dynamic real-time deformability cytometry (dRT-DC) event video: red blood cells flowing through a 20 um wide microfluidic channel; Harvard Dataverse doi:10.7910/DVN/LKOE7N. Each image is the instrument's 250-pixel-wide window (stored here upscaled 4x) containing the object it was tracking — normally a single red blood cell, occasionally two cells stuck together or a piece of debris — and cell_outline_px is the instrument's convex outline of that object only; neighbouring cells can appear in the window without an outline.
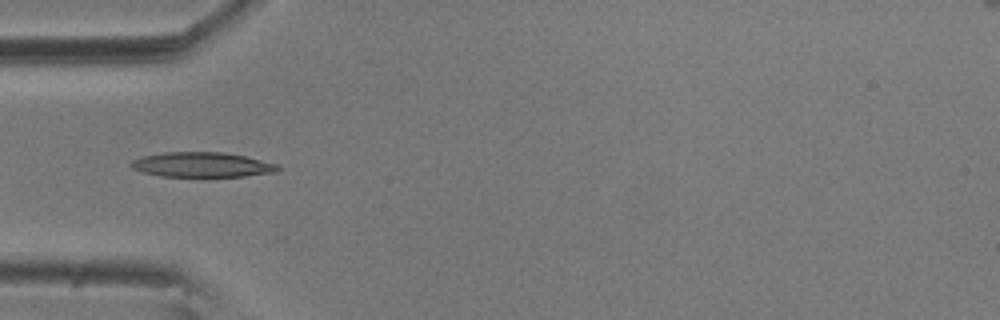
{"species": "common noctule bat (a hibernating species)", "species_latin": "Nyctalus noctula", "temperature_condition": "room temperature", "stored_images_in_passage": 6, "camera_frame_rate_fps": 3000, "um_per_image_px": 0.085, "animal": {"sex": "male", "body_mass_g": 20.5, "forearm_length_mm": 52.5}, "frame": {"image": 1, "passage_image": 4, "time_ms": 1.0, "image_size_px": [1000, 320], "cell_outline_px": [[280, 168], [276, 172], [244, 176], [160, 176], [140, 172], [132, 168], [128, 164], [132, 160], [144, 156], [164, 152], [224, 152], [244, 156], [276, 164]], "centroid_in_image_um": [17.11, 14.0], "position_along_channel_um": 67.9, "area_um2": 21.15}}
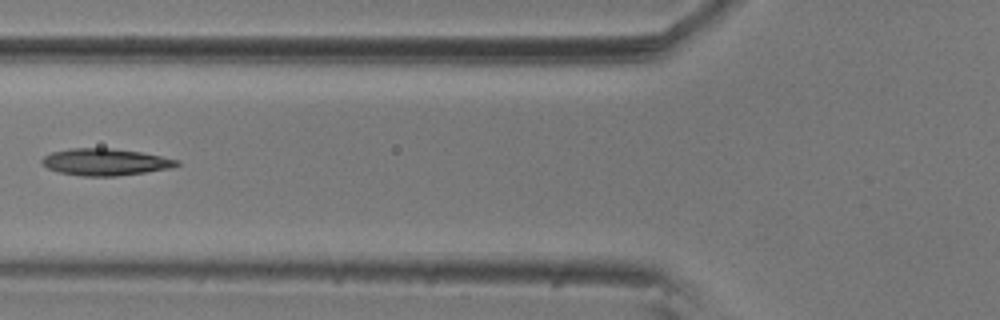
{"frame": {"image": 2, "passage_image": 5, "time_ms": 1.333, "image_size_px": [1000, 320], "cell_outline_px": [[180, 164], [172, 168], [116, 176], [80, 176], [60, 172], [48, 168], [40, 164], [40, 160], [44, 156], [52, 152], [72, 148], [112, 148], [140, 152], [180, 160]], "centroid_in_image_um": [8.93, 13.77], "position_along_channel_um": 116.9, "area_um2": 21.1}}
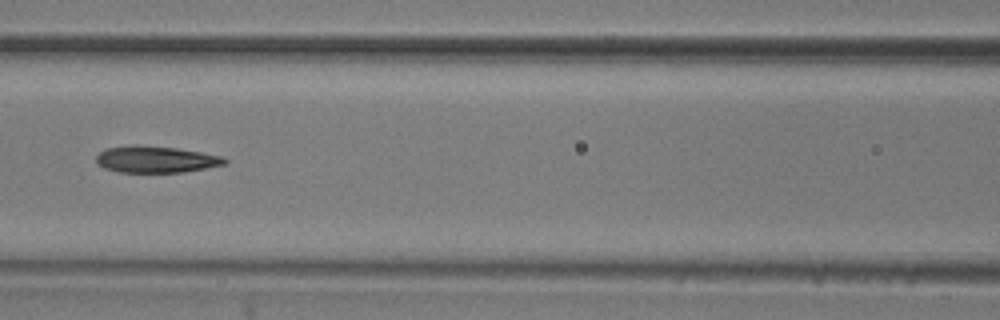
{"frame": {"image": 3, "passage_image": 6, "time_ms": 1.667, "image_size_px": [1000, 320], "cell_outline_px": [[228, 164], [184, 172], [120, 172], [104, 168], [96, 164], [96, 156], [100, 152], [108, 148], [136, 144], [176, 148], [224, 156], [228, 160]], "centroid_in_image_um": [13.27, 13.55], "position_along_channel_um": 153.3, "area_um2": 20.06}}